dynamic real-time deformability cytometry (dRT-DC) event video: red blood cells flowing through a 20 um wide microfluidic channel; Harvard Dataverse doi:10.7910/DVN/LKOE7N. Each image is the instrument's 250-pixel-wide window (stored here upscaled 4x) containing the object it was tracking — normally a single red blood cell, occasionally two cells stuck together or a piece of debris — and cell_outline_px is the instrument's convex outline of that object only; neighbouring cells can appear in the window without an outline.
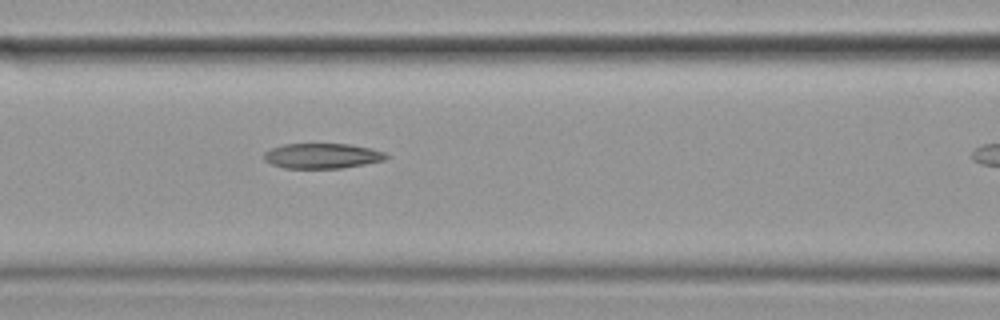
{"species": "common noctule bat (a hibernating species)", "species_latin": "Nyctalus noctula", "temperature_condition": "cold", "stored_images_in_passage": 15, "camera_frame_rate_fps": 3000, "um_per_image_px": 0.085, "animal": {"sex": "female", "body_mass_g": 19.9}, "frame": {"image": 1, "passage_image": 7, "time_ms": 2.0, "image_size_px": [1000, 320], "cell_outline_px": [[388, 156], [384, 160], [364, 164], [340, 168], [284, 168], [272, 164], [264, 160], [264, 152], [272, 148], [284, 144], [348, 144], [368, 148], [384, 152]], "centroid_in_image_um": [27.35, 13.25], "position_along_channel_um": 139.3, "area_um2": 17.69}}
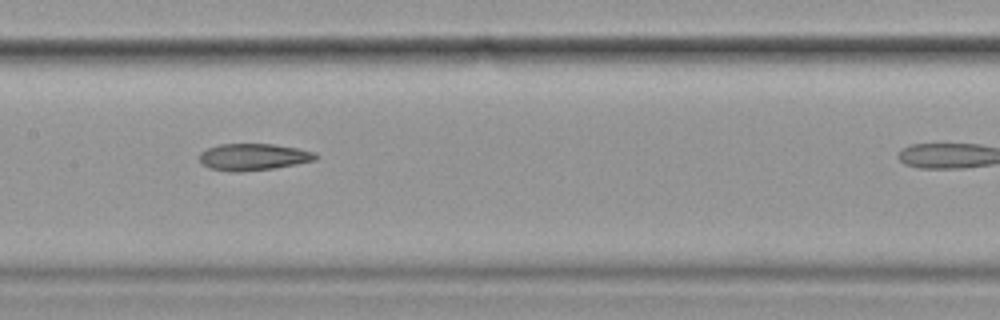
{"frame": {"image": 2, "passage_image": 11, "time_ms": 3.333, "image_size_px": [1000, 320], "cell_outline_px": [[320, 156], [316, 160], [296, 164], [272, 168], [240, 172], [232, 172], [208, 168], [200, 160], [200, 152], [208, 148], [220, 144], [272, 144], [296, 148], [316, 152]], "centroid_in_image_um": [21.56, 13.34], "position_along_channel_um": 185.8, "area_um2": 18.09}}